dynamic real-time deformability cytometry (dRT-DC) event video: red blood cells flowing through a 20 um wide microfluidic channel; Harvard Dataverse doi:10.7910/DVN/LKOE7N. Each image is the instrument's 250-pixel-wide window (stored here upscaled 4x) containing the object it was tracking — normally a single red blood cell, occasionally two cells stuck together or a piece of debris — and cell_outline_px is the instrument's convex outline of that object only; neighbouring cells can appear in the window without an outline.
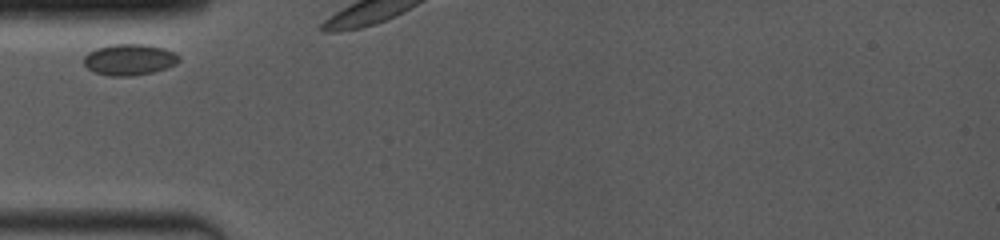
{"species": "common noctule bat (a hibernating species)", "species_latin": "Nyctalus noctula", "temperature_condition": "room temperature", "stored_images_in_passage": 3, "camera_frame_rate_fps": 4000, "um_per_image_px": 0.085, "animal": {"sex": "female", "body_mass_g": 19.0, "forearm_length_mm": 53.3}, "frame": {"image": 1, "passage_image": 1, "time_ms": 0.0, "image_size_px": [1000, 240], "cell_outline_px": [[180, 60], [176, 64], [152, 72], [128, 76], [112, 76], [96, 72], [88, 68], [84, 64], [84, 56], [88, 52], [96, 48], [112, 44], [144, 44], [164, 48], [180, 56]], "centroid_in_image_um": [10.99, 5.05], "position_along_channel_um": 74.0, "area_um2": 17.11}}